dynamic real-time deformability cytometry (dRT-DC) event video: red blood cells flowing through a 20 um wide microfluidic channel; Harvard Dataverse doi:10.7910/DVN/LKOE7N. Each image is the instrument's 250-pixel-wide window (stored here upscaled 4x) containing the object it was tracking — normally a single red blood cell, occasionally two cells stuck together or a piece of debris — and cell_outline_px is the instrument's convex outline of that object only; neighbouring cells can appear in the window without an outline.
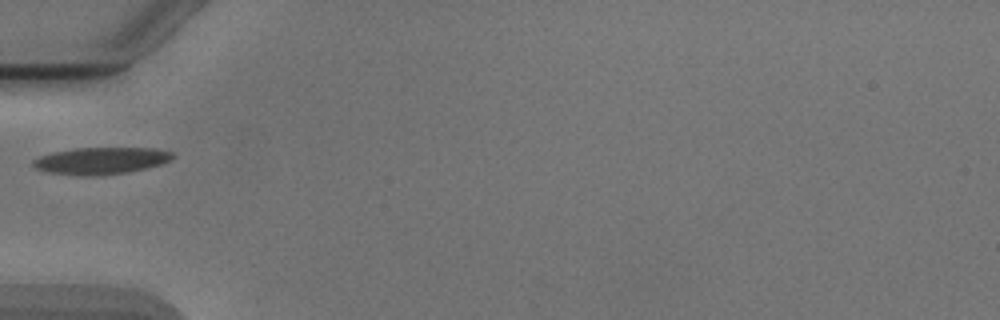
{"species": "Egyptian fruit bat (a non-hibernating species)", "species_latin": "Rousettus aegyptiacus", "temperature_condition": "cold", "stored_images_in_passage": 36, "camera_frame_rate_fps": 3000, "um_per_image_px": 0.085, "animal": {"sex": "male"}, "frame": {"image": 1, "passage_image": 1, "time_ms": 0.0, "image_size_px": [1000, 320], "cell_outline_px": [[176, 156], [172, 160], [164, 164], [128, 172], [92, 176], [80, 176], [48, 172], [36, 168], [32, 164], [32, 160], [40, 156], [52, 152], [76, 148], [156, 148], [172, 152]], "centroid_in_image_um": [8.62, 13.66], "position_along_channel_um": 76.4, "area_um2": 22.08}}
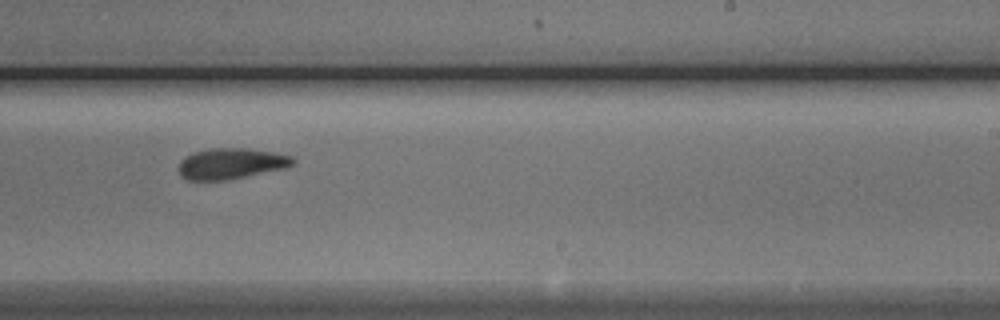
{"frame": {"image": 2, "passage_image": 16, "time_ms": 5.0, "image_size_px": [1000, 320], "cell_outline_px": [[296, 160], [292, 164], [284, 168], [228, 180], [188, 180], [180, 176], [176, 168], [180, 160], [184, 156], [192, 152], [212, 148], [248, 148], [272, 152], [292, 156]], "centroid_in_image_um": [19.56, 13.9], "position_along_channel_um": 269.4, "area_um2": 20.75}}
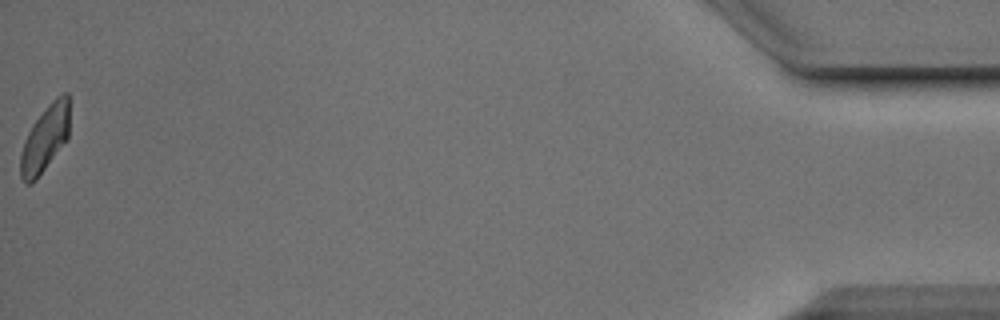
{"frame": {"image": 3, "passage_image": 36, "time_ms": 11.667, "image_size_px": [1000, 320], "cell_outline_px": [[68, 140], [36, 180], [32, 184], [24, 184], [20, 176], [20, 152], [24, 140], [32, 124], [52, 100], [56, 96], [64, 92], [68, 92]], "centroid_in_image_um": [3.8, 11.82], "position_along_channel_um": 431.4, "area_um2": 19.13}}